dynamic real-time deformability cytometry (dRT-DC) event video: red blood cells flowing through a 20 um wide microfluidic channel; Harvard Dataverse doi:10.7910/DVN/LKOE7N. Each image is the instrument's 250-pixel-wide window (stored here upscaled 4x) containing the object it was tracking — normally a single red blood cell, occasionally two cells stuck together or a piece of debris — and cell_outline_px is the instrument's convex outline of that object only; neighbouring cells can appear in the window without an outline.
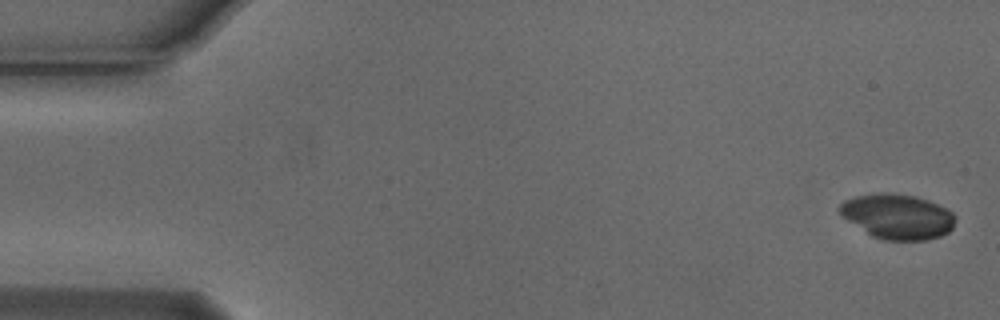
{"species": "Egyptian fruit bat (a non-hibernating species)", "species_latin": "Rousettus aegyptiacus", "temperature_condition": "cold", "stored_images_in_passage": 6, "camera_frame_rate_fps": 3000, "um_per_image_px": 0.085, "animal": {"sex": "male"}, "frame": {"image": 1, "passage_image": 1, "time_ms": 0.0, "image_size_px": [1000, 320], "cell_outline_px": [[956, 220], [952, 228], [948, 232], [940, 236], [928, 240], [884, 240], [872, 236], [840, 216], [836, 208], [844, 200], [856, 196], [880, 192], [892, 192], [916, 196], [928, 200], [952, 212], [956, 216]], "centroid_in_image_um": [76.26, 18.39], "position_along_channel_um": 8.7, "area_um2": 30.63}}
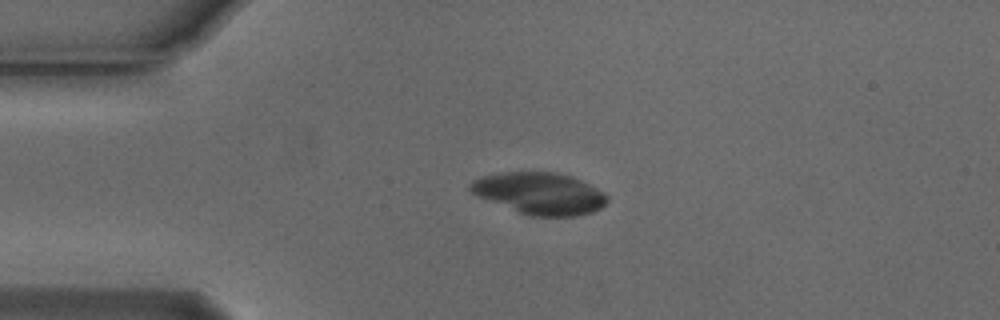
{"frame": {"image": 2, "passage_image": 4, "time_ms": 1.0, "image_size_px": [1000, 320], "cell_outline_px": [[608, 200], [600, 208], [592, 212], [576, 216], [532, 216], [520, 212], [476, 196], [468, 188], [468, 184], [472, 180], [480, 176], [504, 172], [556, 172], [572, 176], [604, 192], [608, 196]], "centroid_in_image_um": [45.85, 16.43], "position_along_channel_um": 39.1, "area_um2": 33.23}}
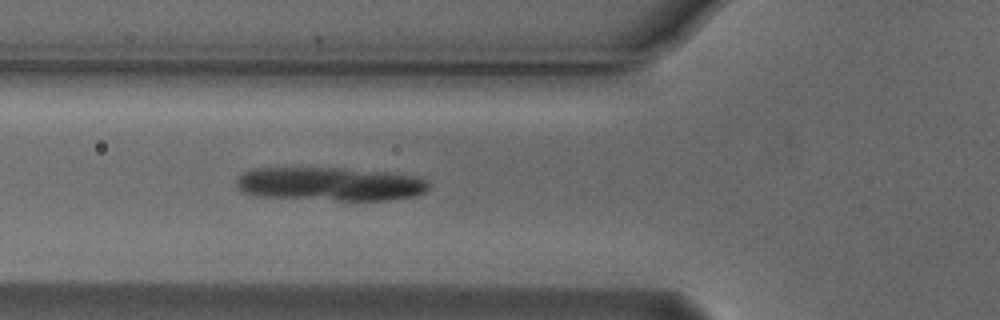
{"frame": {"image": 3, "passage_image": 6, "time_ms": 1.667, "image_size_px": [1000, 320], "cell_outline_px": [[428, 188], [424, 192], [416, 196], [388, 200], [336, 200], [256, 196], [240, 192], [236, 188], [236, 180], [244, 172], [256, 168], [340, 168], [396, 172], [420, 176], [428, 180]], "centroid_in_image_um": [28.09, 15.63], "position_along_channel_um": 97.7, "area_um2": 38.15}}